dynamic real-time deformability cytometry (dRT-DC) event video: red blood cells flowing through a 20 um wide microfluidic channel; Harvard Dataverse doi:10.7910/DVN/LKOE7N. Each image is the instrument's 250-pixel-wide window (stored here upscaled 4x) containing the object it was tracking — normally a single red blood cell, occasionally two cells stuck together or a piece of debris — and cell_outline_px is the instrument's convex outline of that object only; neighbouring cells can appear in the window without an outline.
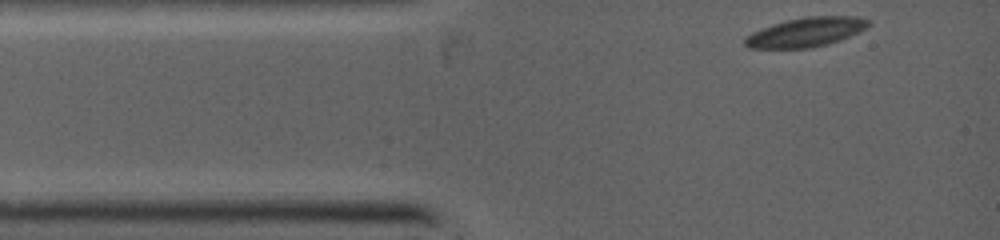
{"species": "common noctule bat (a hibernating species)", "species_latin": "Nyctalus noctula", "temperature_condition": "warm", "stored_images_in_passage": 15, "camera_frame_rate_fps": 5000, "um_per_image_px": 0.085, "animal": {"sex": "female", "body_mass_g": 19.0, "forearm_length_mm": 53.3}, "frame": {"image": 1, "passage_image": 1, "time_ms": 0.0, "image_size_px": [1000, 240], "cell_outline_px": [[868, 24], [864, 28], [840, 40], [812, 48], [748, 48], [744, 44], [744, 40], [752, 32], [760, 28], [772, 24], [788, 20], [808, 16], [856, 16], [868, 20]], "centroid_in_image_um": [68.45, 2.73], "position_along_channel_um": 16.6, "area_um2": 20.75}}
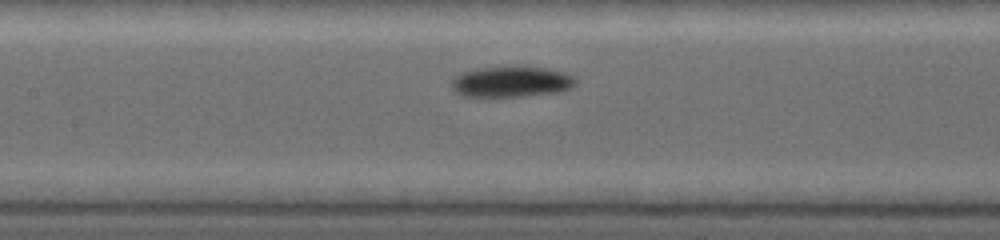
{"frame": {"image": 2, "passage_image": 9, "time_ms": 4.0, "image_size_px": [1000, 240], "cell_outline_px": [[576, 84], [560, 92], [520, 96], [460, 96], [452, 88], [452, 80], [460, 72], [480, 68], [548, 68], [564, 72], [572, 76], [576, 80]], "centroid_in_image_um": [43.45, 6.96], "position_along_channel_um": 164.0, "area_um2": 21.73}}
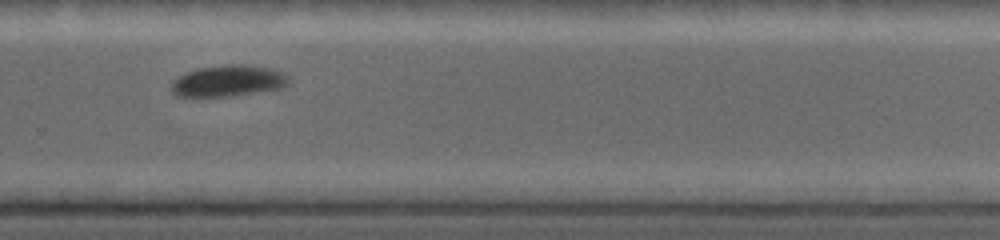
{"frame": {"image": 3, "passage_image": 15, "time_ms": 7.2, "image_size_px": [1000, 240], "cell_outline_px": [[288, 84], [280, 88], [256, 92], [224, 96], [176, 96], [172, 92], [172, 80], [188, 72], [200, 68], [224, 64], [244, 64], [272, 68], [284, 72], [288, 76]], "centroid_in_image_um": [19.42, 6.86], "position_along_channel_um": 310.4, "area_um2": 21.21}}